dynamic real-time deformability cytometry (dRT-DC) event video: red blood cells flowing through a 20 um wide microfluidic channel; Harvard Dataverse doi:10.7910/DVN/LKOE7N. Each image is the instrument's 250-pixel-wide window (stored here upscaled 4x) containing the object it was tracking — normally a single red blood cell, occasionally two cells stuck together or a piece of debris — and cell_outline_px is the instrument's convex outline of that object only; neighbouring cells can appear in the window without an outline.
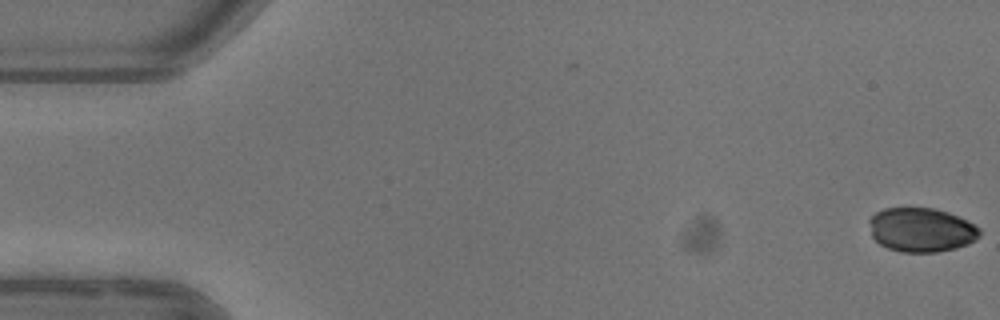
{"species": "common noctule bat (a hibernating species)", "species_latin": "Nyctalus noctula", "temperature_condition": "warm", "stored_images_in_passage": 3, "camera_frame_rate_fps": 3000, "um_per_image_px": 0.085, "animal": {"sex": "female"}, "frame": {"image": 1, "passage_image": 1, "time_ms": 0.0, "image_size_px": [1000, 320], "cell_outline_px": [[980, 236], [976, 240], [968, 244], [956, 248], [936, 252], [900, 252], [888, 248], [880, 244], [872, 236], [868, 220], [876, 212], [884, 208], [932, 208], [948, 212], [980, 228]], "centroid_in_image_um": [78.29, 19.54], "position_along_channel_um": 6.7, "area_um2": 28.32}}
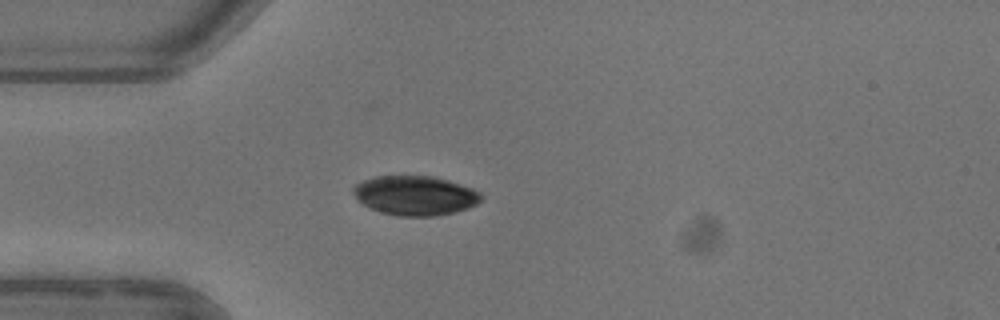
{"frame": {"image": 2, "passage_image": 3, "time_ms": 4.667, "image_size_px": [1000, 320], "cell_outline_px": [[480, 200], [476, 204], [452, 212], [436, 216], [400, 216], [380, 212], [364, 204], [352, 192], [352, 188], [356, 184], [364, 180], [376, 176], [432, 176], [448, 180], [472, 188], [480, 192]], "centroid_in_image_um": [35.26, 16.61], "position_along_channel_um": 49.7, "area_um2": 28.96}}